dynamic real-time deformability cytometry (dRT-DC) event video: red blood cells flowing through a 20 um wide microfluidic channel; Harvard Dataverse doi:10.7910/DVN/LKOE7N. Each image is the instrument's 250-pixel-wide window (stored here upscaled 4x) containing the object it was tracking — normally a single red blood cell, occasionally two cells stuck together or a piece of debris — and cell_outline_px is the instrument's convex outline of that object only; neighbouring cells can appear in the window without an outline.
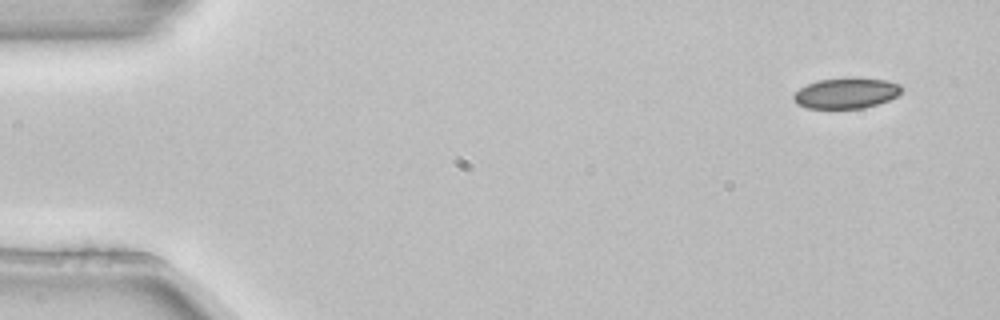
{"species": "common noctule bat (a hibernating species)", "species_latin": "Nyctalus noctula", "temperature_condition": "room temperature", "stored_images_in_passage": 4, "camera_frame_rate_fps": 3000, "um_per_image_px": 0.085, "animal": {"sex": "female", "body_mass_g": 22.7, "forearm_length_mm": 54.2}, "frame": {"image": 1, "passage_image": 1, "time_ms": 0.0, "image_size_px": [1000, 320], "cell_outline_px": [[904, 88], [896, 96], [888, 100], [864, 108], [808, 108], [796, 104], [792, 100], [792, 96], [800, 88], [816, 80], [852, 76], [884, 80], [900, 84]], "centroid_in_image_um": [71.91, 7.89], "position_along_channel_um": 13.1, "area_um2": 19.54}}
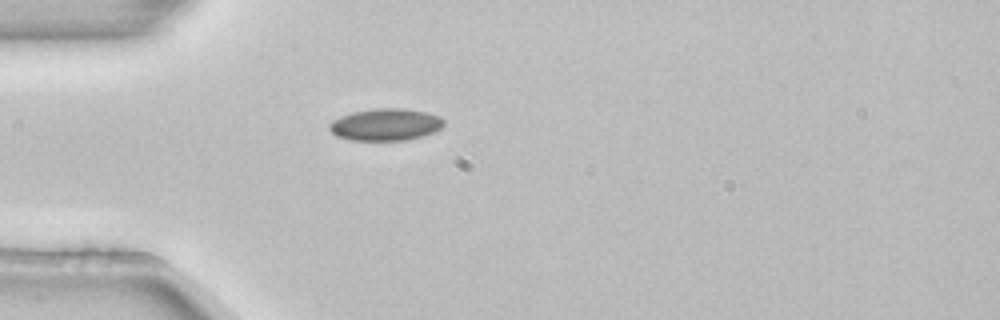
{"frame": {"image": 2, "passage_image": 4, "time_ms": 1.0, "image_size_px": [1000, 320], "cell_outline_px": [[444, 124], [440, 128], [432, 132], [420, 136], [404, 140], [348, 140], [336, 136], [328, 128], [328, 124], [332, 120], [340, 116], [352, 112], [376, 108], [404, 108], [424, 112], [440, 116], [444, 120]], "centroid_in_image_um": [32.72, 10.58], "position_along_channel_um": 52.3, "area_um2": 21.33}}